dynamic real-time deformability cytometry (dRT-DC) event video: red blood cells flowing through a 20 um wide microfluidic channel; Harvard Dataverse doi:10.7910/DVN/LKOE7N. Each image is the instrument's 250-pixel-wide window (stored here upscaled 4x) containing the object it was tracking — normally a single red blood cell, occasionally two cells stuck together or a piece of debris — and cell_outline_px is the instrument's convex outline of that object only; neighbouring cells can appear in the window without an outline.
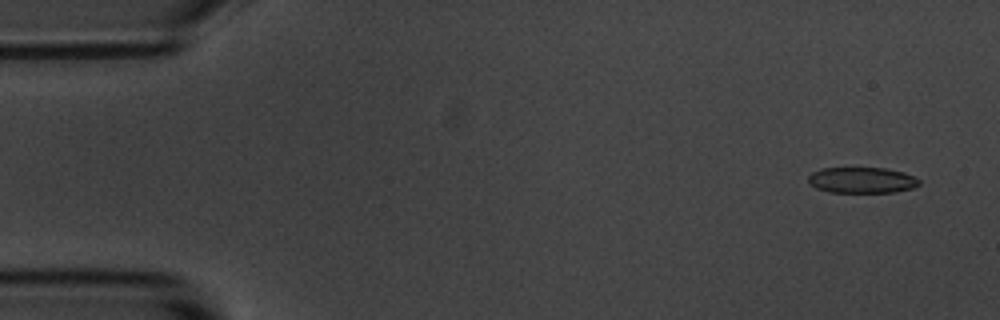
{"species": "common noctule bat (a hibernating species)", "species_latin": "Nyctalus noctula", "temperature_condition": "room temperature", "stored_images_in_passage": 7, "camera_frame_rate_fps": 3000, "um_per_image_px": 0.085, "animal": {"sex": "male", "body_mass_g": 20.1, "forearm_length_mm": 53.5}, "frame": {"image": 1, "passage_image": 1, "time_ms": 0.0, "image_size_px": [1000, 320], "cell_outline_px": [[920, 184], [912, 188], [896, 192], [828, 192], [816, 188], [808, 180], [808, 176], [812, 172], [820, 168], [884, 168], [904, 172], [920, 180]], "centroid_in_image_um": [73.26, 15.31], "position_along_channel_um": 11.7, "area_um2": 16.7}}
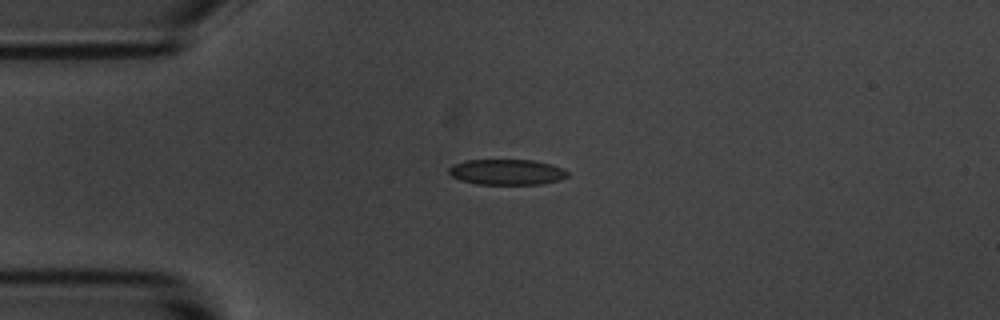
{"frame": {"image": 2, "passage_image": 4, "time_ms": 3.333, "image_size_px": [1000, 320], "cell_outline_px": [[568, 176], [560, 180], [544, 184], [476, 184], [460, 180], [452, 176], [448, 172], [448, 168], [452, 164], [468, 160], [532, 160], [552, 164], [564, 168], [568, 172]], "centroid_in_image_um": [43.1, 14.62], "position_along_channel_um": 41.9, "area_um2": 17.86}}
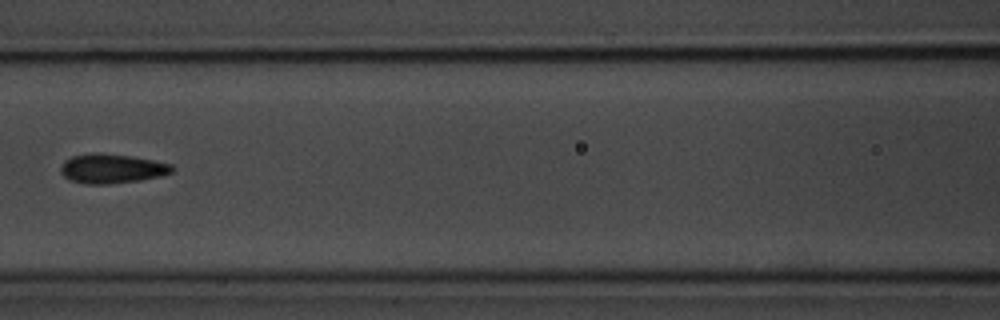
{"frame": {"image": 3, "passage_image": 7, "time_ms": 7.0, "image_size_px": [1000, 320], "cell_outline_px": [[176, 168], [172, 172], [160, 176], [140, 180], [108, 184], [84, 184], [68, 180], [60, 172], [60, 168], [64, 160], [72, 156], [92, 152], [100, 152], [132, 156], [172, 164]], "centroid_in_image_um": [9.48, 14.32], "position_along_channel_um": 157.1, "area_um2": 19.36}}